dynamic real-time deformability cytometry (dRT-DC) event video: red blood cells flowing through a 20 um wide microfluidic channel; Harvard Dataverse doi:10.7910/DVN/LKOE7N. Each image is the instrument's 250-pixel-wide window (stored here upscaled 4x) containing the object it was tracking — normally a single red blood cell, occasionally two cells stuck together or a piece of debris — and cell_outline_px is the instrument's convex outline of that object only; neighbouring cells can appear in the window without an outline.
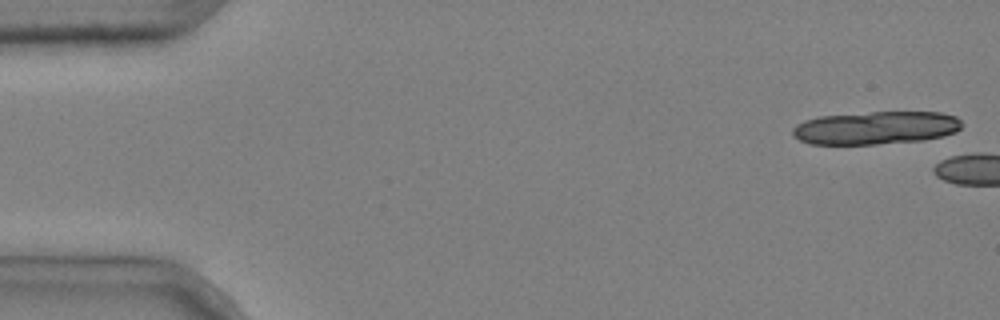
{"species": "common noctule bat (a hibernating species)", "species_latin": "Nyctalus noctula", "temperature_condition": "cold", "stored_images_in_passage": 2, "camera_frame_rate_fps": 3000, "um_per_image_px": 0.085, "animal": {"sex": "male", "body_mass_g": 20.4}, "frame": {"image": 1, "passage_image": 1, "time_ms": 0.0, "image_size_px": [1000, 320], "cell_outline_px": [[964, 124], [956, 132], [944, 136], [924, 140], [876, 144], [808, 144], [792, 136], [792, 128], [796, 124], [804, 120], [820, 116], [872, 112], [940, 112], [956, 116]], "centroid_in_image_um": [74.45, 10.87], "position_along_channel_um": 10.6, "area_um2": 32.83}}